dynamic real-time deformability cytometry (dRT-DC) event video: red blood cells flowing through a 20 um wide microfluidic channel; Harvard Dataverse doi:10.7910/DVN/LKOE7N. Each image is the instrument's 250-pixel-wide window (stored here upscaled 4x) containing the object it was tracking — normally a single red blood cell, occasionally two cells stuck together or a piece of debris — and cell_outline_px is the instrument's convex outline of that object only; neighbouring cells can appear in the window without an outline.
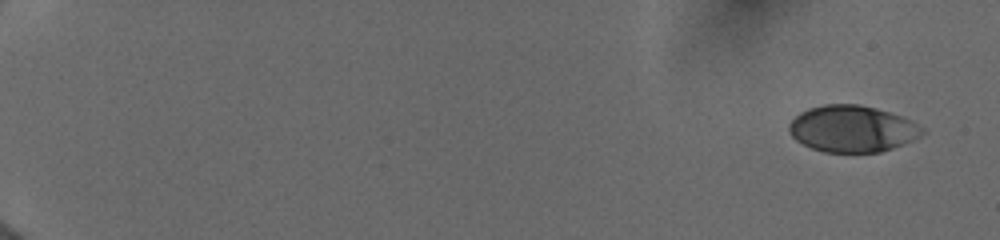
{"species": "human", "species_latin": "Homo sapiens", "temperature_condition": "cold", "stored_images_in_passage": 14, "camera_frame_rate_fps": 3000, "um_per_image_px": 0.085, "donor": {"sex": "female"}, "frame": {"image": 1, "passage_image": 1, "time_ms": 0.0, "image_size_px": [1000, 240], "cell_outline_px": [[924, 132], [920, 136], [912, 140], [892, 148], [880, 152], [824, 152], [812, 148], [796, 140], [788, 132], [788, 124], [800, 112], [808, 108], [824, 104], [860, 104], [876, 108], [900, 116], [924, 128]], "centroid_in_image_um": [72.4, 10.94], "position_along_channel_um": 12.6, "area_um2": 35.95}}
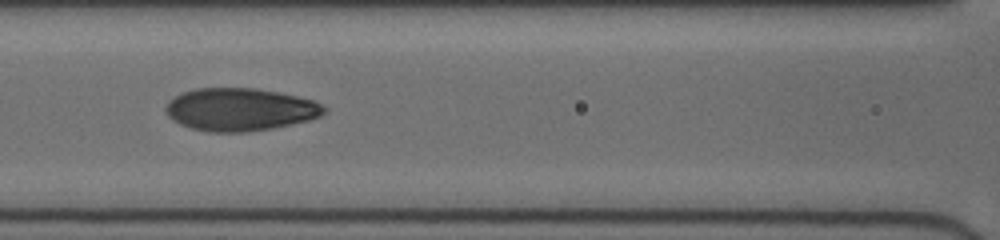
{"frame": {"image": 2, "passage_image": 10, "time_ms": 8.333, "image_size_px": [1000, 240], "cell_outline_px": [[328, 108], [320, 116], [308, 120], [292, 124], [272, 128], [248, 132], [208, 132], [192, 128], [180, 124], [172, 120], [168, 116], [164, 108], [168, 100], [180, 92], [196, 88], [252, 88], [276, 92], [296, 96], [312, 100]], "centroid_in_image_um": [20.35, 9.31], "position_along_channel_um": 146.3, "area_um2": 39.48}}
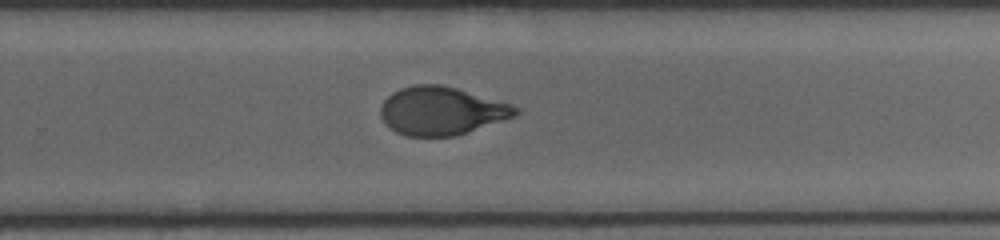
{"frame": {"image": 3, "passage_image": 14, "time_ms": 12.0, "image_size_px": [1000, 240], "cell_outline_px": [[520, 112], [516, 116], [456, 136], [404, 136], [396, 132], [384, 124], [380, 116], [380, 108], [384, 100], [392, 92], [400, 88], [416, 84], [440, 84], [456, 88], [512, 104], [520, 108]], "centroid_in_image_um": [37.51, 9.43], "position_along_channel_um": 292.3, "area_um2": 38.15}}